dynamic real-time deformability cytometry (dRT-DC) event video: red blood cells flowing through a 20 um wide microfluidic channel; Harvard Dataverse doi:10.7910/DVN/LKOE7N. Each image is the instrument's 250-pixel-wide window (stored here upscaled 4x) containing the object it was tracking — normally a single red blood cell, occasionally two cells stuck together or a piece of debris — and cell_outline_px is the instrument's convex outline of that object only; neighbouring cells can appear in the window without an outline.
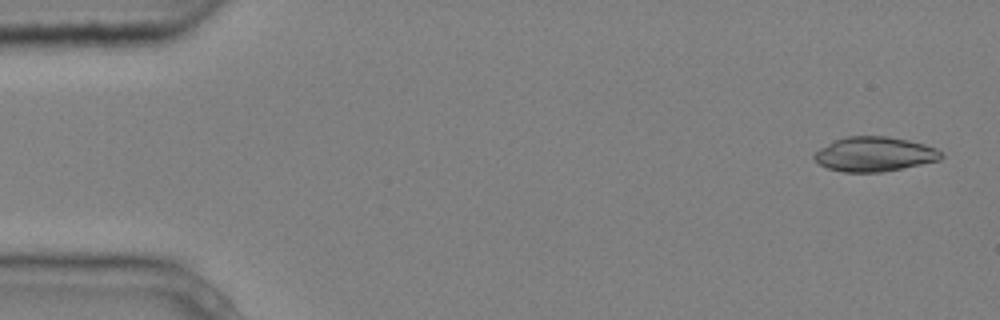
{"species": "common noctule bat (a hibernating species)", "species_latin": "Nyctalus noctula", "temperature_condition": "cold", "stored_images_in_passage": 6, "camera_frame_rate_fps": 3000, "um_per_image_px": 0.085, "animal": {"sex": "male", "body_mass_g": 20.4}, "frame": {"image": 1, "passage_image": 1, "time_ms": 0.0, "image_size_px": [1000, 320], "cell_outline_px": [[944, 156], [940, 160], [904, 168], [880, 172], [844, 172], [828, 168], [820, 164], [812, 156], [820, 148], [844, 136], [888, 136], [908, 140], [924, 144], [936, 148]], "centroid_in_image_um": [74.35, 13.1], "position_along_channel_um": 10.7, "area_um2": 25.49}}
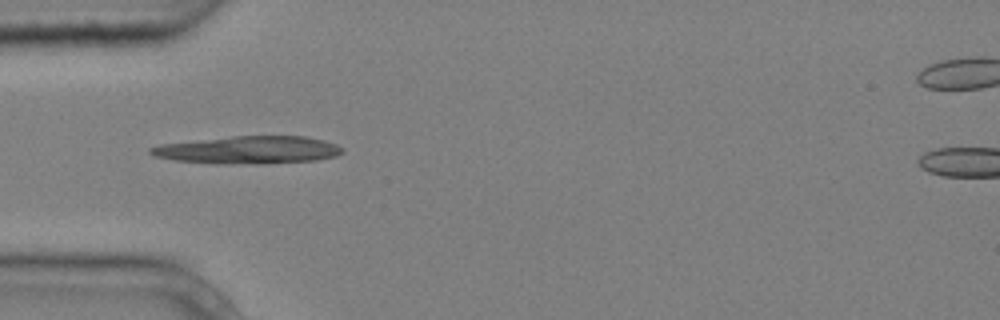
{"frame": {"image": 2, "passage_image": 5, "time_ms": 1.333, "image_size_px": [1000, 320], "cell_outline_px": [[344, 152], [336, 156], [316, 160], [260, 164], [216, 164], [172, 160], [152, 156], [148, 152], [148, 148], [160, 144], [232, 136], [304, 136], [324, 140], [336, 144], [344, 148]], "centroid_in_image_um": [21.08, 12.75], "position_along_channel_um": 63.9, "area_um2": 31.27}}
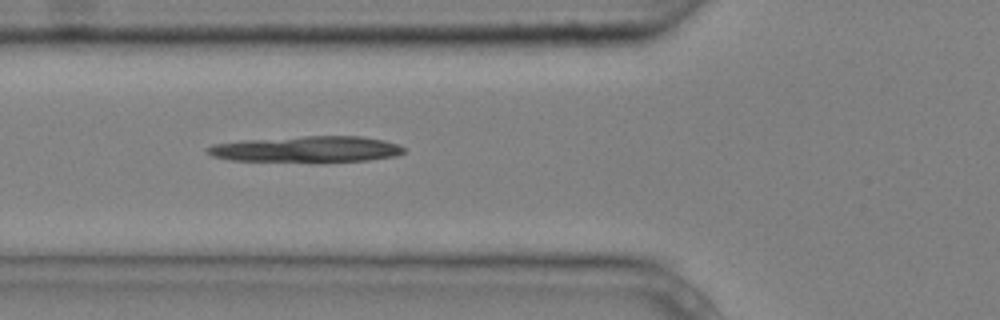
{"frame": {"image": 3, "passage_image": 6, "time_ms": 1.667, "image_size_px": [1000, 320], "cell_outline_px": [[404, 152], [396, 156], [368, 160], [228, 160], [212, 156], [204, 152], [204, 148], [212, 144], [240, 140], [304, 136], [360, 136], [384, 140], [396, 144], [404, 148]], "centroid_in_image_um": [25.99, 12.65], "position_along_channel_um": 99.8, "area_um2": 29.19}}